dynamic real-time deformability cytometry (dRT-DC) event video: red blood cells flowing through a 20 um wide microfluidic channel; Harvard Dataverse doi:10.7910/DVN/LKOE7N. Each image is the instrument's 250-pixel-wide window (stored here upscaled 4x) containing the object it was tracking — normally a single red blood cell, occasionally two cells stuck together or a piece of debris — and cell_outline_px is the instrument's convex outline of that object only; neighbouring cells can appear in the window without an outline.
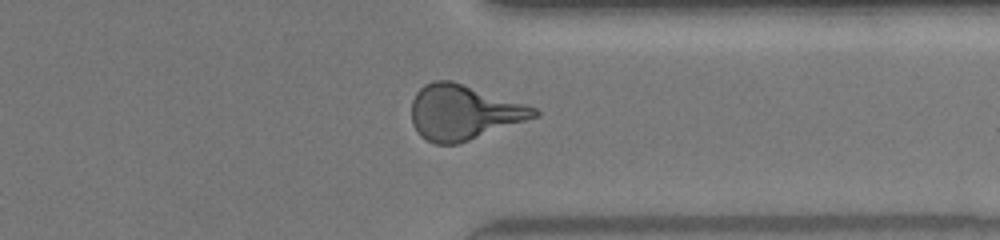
{"species": "human", "species_latin": "Homo sapiens", "temperature_condition": "warm", "stored_images_in_passage": 31, "camera_frame_rate_fps": 3000, "um_per_image_px": 0.085, "donor": {"sex": "female"}, "frame": {"image": 1, "passage_image": 27, "time_ms": 8.667, "image_size_px": [1000, 240], "cell_outline_px": [[540, 116], [456, 144], [436, 144], [420, 136], [412, 124], [412, 100], [416, 92], [424, 84], [432, 80], [452, 80], [536, 108], [540, 112]], "centroid_in_image_um": [39.37, 9.54], "position_along_channel_um": 372.0, "area_um2": 39.02}}